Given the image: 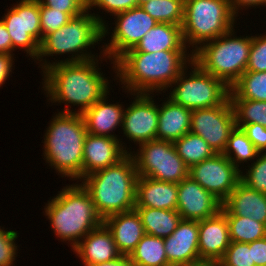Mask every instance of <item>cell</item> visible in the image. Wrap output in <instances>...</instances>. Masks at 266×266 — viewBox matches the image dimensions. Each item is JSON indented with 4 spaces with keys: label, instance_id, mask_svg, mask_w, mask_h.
<instances>
[{
    "label": "cell",
    "instance_id": "1",
    "mask_svg": "<svg viewBox=\"0 0 266 266\" xmlns=\"http://www.w3.org/2000/svg\"><path fill=\"white\" fill-rule=\"evenodd\" d=\"M98 59L79 62H58L43 71L42 83L52 103H64L60 113L83 114L109 91V80L101 73ZM80 106L76 111L70 105Z\"/></svg>",
    "mask_w": 266,
    "mask_h": 266
},
{
    "label": "cell",
    "instance_id": "2",
    "mask_svg": "<svg viewBox=\"0 0 266 266\" xmlns=\"http://www.w3.org/2000/svg\"><path fill=\"white\" fill-rule=\"evenodd\" d=\"M187 51L125 52L115 61V79L130 94L161 93L164 89L165 93L185 69L188 71L193 53Z\"/></svg>",
    "mask_w": 266,
    "mask_h": 266
},
{
    "label": "cell",
    "instance_id": "3",
    "mask_svg": "<svg viewBox=\"0 0 266 266\" xmlns=\"http://www.w3.org/2000/svg\"><path fill=\"white\" fill-rule=\"evenodd\" d=\"M95 14L96 13L92 14L89 8H87L80 15L72 17L70 21L60 29L43 37L39 45V54L36 59L40 61L39 66L43 69L42 71L58 62H79L96 58L104 60L103 58H107L104 54H99V57L97 55L95 57L91 50L90 52L87 51L92 45L94 48L96 43L98 44L101 42L103 37L105 38V36L110 33L108 32L109 28L107 23H105L106 21L102 19L103 17L99 14ZM66 53L72 55L65 60H55V62L53 61L50 63L47 59H43L44 56L53 57L55 54V56H57Z\"/></svg>",
    "mask_w": 266,
    "mask_h": 266
},
{
    "label": "cell",
    "instance_id": "4",
    "mask_svg": "<svg viewBox=\"0 0 266 266\" xmlns=\"http://www.w3.org/2000/svg\"><path fill=\"white\" fill-rule=\"evenodd\" d=\"M44 207L51 229L72 249L88 234L103 224L90 193L80 183L67 185Z\"/></svg>",
    "mask_w": 266,
    "mask_h": 266
},
{
    "label": "cell",
    "instance_id": "5",
    "mask_svg": "<svg viewBox=\"0 0 266 266\" xmlns=\"http://www.w3.org/2000/svg\"><path fill=\"white\" fill-rule=\"evenodd\" d=\"M138 174L128 153L117 164L85 176L81 181L90 193L97 213L104 220L135 208Z\"/></svg>",
    "mask_w": 266,
    "mask_h": 266
},
{
    "label": "cell",
    "instance_id": "6",
    "mask_svg": "<svg viewBox=\"0 0 266 266\" xmlns=\"http://www.w3.org/2000/svg\"><path fill=\"white\" fill-rule=\"evenodd\" d=\"M86 135L82 114L56 113L44 135V160L58 175L81 182Z\"/></svg>",
    "mask_w": 266,
    "mask_h": 266
},
{
    "label": "cell",
    "instance_id": "7",
    "mask_svg": "<svg viewBox=\"0 0 266 266\" xmlns=\"http://www.w3.org/2000/svg\"><path fill=\"white\" fill-rule=\"evenodd\" d=\"M232 28L216 39L203 43L193 52V61L206 73L231 88L246 71L252 35L238 36Z\"/></svg>",
    "mask_w": 266,
    "mask_h": 266
},
{
    "label": "cell",
    "instance_id": "8",
    "mask_svg": "<svg viewBox=\"0 0 266 266\" xmlns=\"http://www.w3.org/2000/svg\"><path fill=\"white\" fill-rule=\"evenodd\" d=\"M238 16L228 0H185L181 27L186 47L194 48L190 53L234 28Z\"/></svg>",
    "mask_w": 266,
    "mask_h": 266
},
{
    "label": "cell",
    "instance_id": "9",
    "mask_svg": "<svg viewBox=\"0 0 266 266\" xmlns=\"http://www.w3.org/2000/svg\"><path fill=\"white\" fill-rule=\"evenodd\" d=\"M190 67L188 75L185 69L170 86L168 97L174 103L195 110L222 105L229 98L230 88L220 79L204 72L194 61Z\"/></svg>",
    "mask_w": 266,
    "mask_h": 266
},
{
    "label": "cell",
    "instance_id": "10",
    "mask_svg": "<svg viewBox=\"0 0 266 266\" xmlns=\"http://www.w3.org/2000/svg\"><path fill=\"white\" fill-rule=\"evenodd\" d=\"M132 156L138 176L178 184L188 177L189 168L177 154L172 142L152 140L138 145Z\"/></svg>",
    "mask_w": 266,
    "mask_h": 266
},
{
    "label": "cell",
    "instance_id": "11",
    "mask_svg": "<svg viewBox=\"0 0 266 266\" xmlns=\"http://www.w3.org/2000/svg\"><path fill=\"white\" fill-rule=\"evenodd\" d=\"M12 41V53L23 49L32 59H37L42 41L40 27V2L20 0L2 17Z\"/></svg>",
    "mask_w": 266,
    "mask_h": 266
},
{
    "label": "cell",
    "instance_id": "12",
    "mask_svg": "<svg viewBox=\"0 0 266 266\" xmlns=\"http://www.w3.org/2000/svg\"><path fill=\"white\" fill-rule=\"evenodd\" d=\"M114 16H116L115 27L110 36V43L104 44L100 52L109 61L111 60L113 72H115V61L128 50L135 48L143 36L158 23L141 6Z\"/></svg>",
    "mask_w": 266,
    "mask_h": 266
},
{
    "label": "cell",
    "instance_id": "13",
    "mask_svg": "<svg viewBox=\"0 0 266 266\" xmlns=\"http://www.w3.org/2000/svg\"><path fill=\"white\" fill-rule=\"evenodd\" d=\"M235 127L234 110L229 98L222 105L192 110L190 132L201 136L216 154H223Z\"/></svg>",
    "mask_w": 266,
    "mask_h": 266
},
{
    "label": "cell",
    "instance_id": "14",
    "mask_svg": "<svg viewBox=\"0 0 266 266\" xmlns=\"http://www.w3.org/2000/svg\"><path fill=\"white\" fill-rule=\"evenodd\" d=\"M241 170L223 154L189 168L188 176L223 203L241 181Z\"/></svg>",
    "mask_w": 266,
    "mask_h": 266
},
{
    "label": "cell",
    "instance_id": "15",
    "mask_svg": "<svg viewBox=\"0 0 266 266\" xmlns=\"http://www.w3.org/2000/svg\"><path fill=\"white\" fill-rule=\"evenodd\" d=\"M153 94L135 93L134 101L124 111L122 130L124 136L135 144L156 140L158 130V104Z\"/></svg>",
    "mask_w": 266,
    "mask_h": 266
},
{
    "label": "cell",
    "instance_id": "16",
    "mask_svg": "<svg viewBox=\"0 0 266 266\" xmlns=\"http://www.w3.org/2000/svg\"><path fill=\"white\" fill-rule=\"evenodd\" d=\"M177 212L183 220H203L215 216L222 203L189 176L177 184Z\"/></svg>",
    "mask_w": 266,
    "mask_h": 266
},
{
    "label": "cell",
    "instance_id": "17",
    "mask_svg": "<svg viewBox=\"0 0 266 266\" xmlns=\"http://www.w3.org/2000/svg\"><path fill=\"white\" fill-rule=\"evenodd\" d=\"M199 221L183 220L164 238V248L171 266H195L204 263L199 256Z\"/></svg>",
    "mask_w": 266,
    "mask_h": 266
},
{
    "label": "cell",
    "instance_id": "18",
    "mask_svg": "<svg viewBox=\"0 0 266 266\" xmlns=\"http://www.w3.org/2000/svg\"><path fill=\"white\" fill-rule=\"evenodd\" d=\"M120 138H110L87 133L83 146L82 179L98 170L117 164L130 148ZM127 149V150H126Z\"/></svg>",
    "mask_w": 266,
    "mask_h": 266
},
{
    "label": "cell",
    "instance_id": "19",
    "mask_svg": "<svg viewBox=\"0 0 266 266\" xmlns=\"http://www.w3.org/2000/svg\"><path fill=\"white\" fill-rule=\"evenodd\" d=\"M230 244L228 221L221 211L213 217L199 220L198 246L203 262L218 263Z\"/></svg>",
    "mask_w": 266,
    "mask_h": 266
},
{
    "label": "cell",
    "instance_id": "20",
    "mask_svg": "<svg viewBox=\"0 0 266 266\" xmlns=\"http://www.w3.org/2000/svg\"><path fill=\"white\" fill-rule=\"evenodd\" d=\"M225 216L251 217L266 225V193L258 192L240 181L222 203Z\"/></svg>",
    "mask_w": 266,
    "mask_h": 266
},
{
    "label": "cell",
    "instance_id": "21",
    "mask_svg": "<svg viewBox=\"0 0 266 266\" xmlns=\"http://www.w3.org/2000/svg\"><path fill=\"white\" fill-rule=\"evenodd\" d=\"M72 251L84 266L109 262L121 256L111 232L104 224L86 234Z\"/></svg>",
    "mask_w": 266,
    "mask_h": 266
},
{
    "label": "cell",
    "instance_id": "22",
    "mask_svg": "<svg viewBox=\"0 0 266 266\" xmlns=\"http://www.w3.org/2000/svg\"><path fill=\"white\" fill-rule=\"evenodd\" d=\"M103 224L111 232L118 251L124 256H130L145 235L141 218L135 209L109 216L103 220Z\"/></svg>",
    "mask_w": 266,
    "mask_h": 266
},
{
    "label": "cell",
    "instance_id": "23",
    "mask_svg": "<svg viewBox=\"0 0 266 266\" xmlns=\"http://www.w3.org/2000/svg\"><path fill=\"white\" fill-rule=\"evenodd\" d=\"M107 95H110L109 92L92 107L88 108L82 116L86 124L87 133L118 138L116 134L114 135L113 131L118 126L122 127L125 109L122 107L123 104H111L107 102V98L109 97Z\"/></svg>",
    "mask_w": 266,
    "mask_h": 266
},
{
    "label": "cell",
    "instance_id": "24",
    "mask_svg": "<svg viewBox=\"0 0 266 266\" xmlns=\"http://www.w3.org/2000/svg\"><path fill=\"white\" fill-rule=\"evenodd\" d=\"M178 187L176 183L138 176L135 207L176 210Z\"/></svg>",
    "mask_w": 266,
    "mask_h": 266
},
{
    "label": "cell",
    "instance_id": "25",
    "mask_svg": "<svg viewBox=\"0 0 266 266\" xmlns=\"http://www.w3.org/2000/svg\"><path fill=\"white\" fill-rule=\"evenodd\" d=\"M162 105H158V130L156 140L174 143L190 132L192 110L174 103L166 98Z\"/></svg>",
    "mask_w": 266,
    "mask_h": 266
},
{
    "label": "cell",
    "instance_id": "26",
    "mask_svg": "<svg viewBox=\"0 0 266 266\" xmlns=\"http://www.w3.org/2000/svg\"><path fill=\"white\" fill-rule=\"evenodd\" d=\"M182 35V27L170 23H157L135 46L127 52H146L168 50H187Z\"/></svg>",
    "mask_w": 266,
    "mask_h": 266
},
{
    "label": "cell",
    "instance_id": "27",
    "mask_svg": "<svg viewBox=\"0 0 266 266\" xmlns=\"http://www.w3.org/2000/svg\"><path fill=\"white\" fill-rule=\"evenodd\" d=\"M141 218L145 234L165 238L170 236L181 221L177 210L148 207L134 208Z\"/></svg>",
    "mask_w": 266,
    "mask_h": 266
},
{
    "label": "cell",
    "instance_id": "28",
    "mask_svg": "<svg viewBox=\"0 0 266 266\" xmlns=\"http://www.w3.org/2000/svg\"><path fill=\"white\" fill-rule=\"evenodd\" d=\"M136 266H171L168 263L164 238L145 234L130 254Z\"/></svg>",
    "mask_w": 266,
    "mask_h": 266
},
{
    "label": "cell",
    "instance_id": "29",
    "mask_svg": "<svg viewBox=\"0 0 266 266\" xmlns=\"http://www.w3.org/2000/svg\"><path fill=\"white\" fill-rule=\"evenodd\" d=\"M229 99L266 101V71H245L230 88Z\"/></svg>",
    "mask_w": 266,
    "mask_h": 266
},
{
    "label": "cell",
    "instance_id": "30",
    "mask_svg": "<svg viewBox=\"0 0 266 266\" xmlns=\"http://www.w3.org/2000/svg\"><path fill=\"white\" fill-rule=\"evenodd\" d=\"M173 144L176 148L177 154L188 168L203 160L209 159L216 154L201 136L195 135L191 132L185 134Z\"/></svg>",
    "mask_w": 266,
    "mask_h": 266
},
{
    "label": "cell",
    "instance_id": "31",
    "mask_svg": "<svg viewBox=\"0 0 266 266\" xmlns=\"http://www.w3.org/2000/svg\"><path fill=\"white\" fill-rule=\"evenodd\" d=\"M259 153L242 129L235 127L228 138L223 155L241 170L239 164L255 160Z\"/></svg>",
    "mask_w": 266,
    "mask_h": 266
},
{
    "label": "cell",
    "instance_id": "32",
    "mask_svg": "<svg viewBox=\"0 0 266 266\" xmlns=\"http://www.w3.org/2000/svg\"><path fill=\"white\" fill-rule=\"evenodd\" d=\"M231 242L250 243L266 236V225L251 217L226 216Z\"/></svg>",
    "mask_w": 266,
    "mask_h": 266
},
{
    "label": "cell",
    "instance_id": "33",
    "mask_svg": "<svg viewBox=\"0 0 266 266\" xmlns=\"http://www.w3.org/2000/svg\"><path fill=\"white\" fill-rule=\"evenodd\" d=\"M141 7L158 23H183L185 0H151Z\"/></svg>",
    "mask_w": 266,
    "mask_h": 266
},
{
    "label": "cell",
    "instance_id": "34",
    "mask_svg": "<svg viewBox=\"0 0 266 266\" xmlns=\"http://www.w3.org/2000/svg\"><path fill=\"white\" fill-rule=\"evenodd\" d=\"M232 104L236 127L244 124H261L266 127V101L230 99Z\"/></svg>",
    "mask_w": 266,
    "mask_h": 266
},
{
    "label": "cell",
    "instance_id": "35",
    "mask_svg": "<svg viewBox=\"0 0 266 266\" xmlns=\"http://www.w3.org/2000/svg\"><path fill=\"white\" fill-rule=\"evenodd\" d=\"M247 167L246 174L241 172V181L258 192L266 193V153H259Z\"/></svg>",
    "mask_w": 266,
    "mask_h": 266
},
{
    "label": "cell",
    "instance_id": "36",
    "mask_svg": "<svg viewBox=\"0 0 266 266\" xmlns=\"http://www.w3.org/2000/svg\"><path fill=\"white\" fill-rule=\"evenodd\" d=\"M218 266H255L252 262V247L249 243L231 242Z\"/></svg>",
    "mask_w": 266,
    "mask_h": 266
},
{
    "label": "cell",
    "instance_id": "37",
    "mask_svg": "<svg viewBox=\"0 0 266 266\" xmlns=\"http://www.w3.org/2000/svg\"><path fill=\"white\" fill-rule=\"evenodd\" d=\"M71 18L72 16L70 14L44 6L40 3V27L42 39L45 35L66 25Z\"/></svg>",
    "mask_w": 266,
    "mask_h": 266
},
{
    "label": "cell",
    "instance_id": "38",
    "mask_svg": "<svg viewBox=\"0 0 266 266\" xmlns=\"http://www.w3.org/2000/svg\"><path fill=\"white\" fill-rule=\"evenodd\" d=\"M260 35L252 36L246 71H266V34Z\"/></svg>",
    "mask_w": 266,
    "mask_h": 266
},
{
    "label": "cell",
    "instance_id": "39",
    "mask_svg": "<svg viewBox=\"0 0 266 266\" xmlns=\"http://www.w3.org/2000/svg\"><path fill=\"white\" fill-rule=\"evenodd\" d=\"M18 237L16 231H5L0 227V266H15L14 261L17 255L15 240Z\"/></svg>",
    "mask_w": 266,
    "mask_h": 266
},
{
    "label": "cell",
    "instance_id": "40",
    "mask_svg": "<svg viewBox=\"0 0 266 266\" xmlns=\"http://www.w3.org/2000/svg\"><path fill=\"white\" fill-rule=\"evenodd\" d=\"M92 7L104 10L112 16L137 7V0H88L89 10Z\"/></svg>",
    "mask_w": 266,
    "mask_h": 266
},
{
    "label": "cell",
    "instance_id": "41",
    "mask_svg": "<svg viewBox=\"0 0 266 266\" xmlns=\"http://www.w3.org/2000/svg\"><path fill=\"white\" fill-rule=\"evenodd\" d=\"M42 5L70 14L80 15L88 8V0H38Z\"/></svg>",
    "mask_w": 266,
    "mask_h": 266
},
{
    "label": "cell",
    "instance_id": "42",
    "mask_svg": "<svg viewBox=\"0 0 266 266\" xmlns=\"http://www.w3.org/2000/svg\"><path fill=\"white\" fill-rule=\"evenodd\" d=\"M241 129L260 153H266V127L253 123L244 124Z\"/></svg>",
    "mask_w": 266,
    "mask_h": 266
},
{
    "label": "cell",
    "instance_id": "43",
    "mask_svg": "<svg viewBox=\"0 0 266 266\" xmlns=\"http://www.w3.org/2000/svg\"><path fill=\"white\" fill-rule=\"evenodd\" d=\"M252 247V262L255 266H266V236L249 243Z\"/></svg>",
    "mask_w": 266,
    "mask_h": 266
},
{
    "label": "cell",
    "instance_id": "44",
    "mask_svg": "<svg viewBox=\"0 0 266 266\" xmlns=\"http://www.w3.org/2000/svg\"><path fill=\"white\" fill-rule=\"evenodd\" d=\"M14 57L11 54L0 53V88L9 78L14 67Z\"/></svg>",
    "mask_w": 266,
    "mask_h": 266
},
{
    "label": "cell",
    "instance_id": "45",
    "mask_svg": "<svg viewBox=\"0 0 266 266\" xmlns=\"http://www.w3.org/2000/svg\"><path fill=\"white\" fill-rule=\"evenodd\" d=\"M0 53L14 55L11 38L2 19H0Z\"/></svg>",
    "mask_w": 266,
    "mask_h": 266
},
{
    "label": "cell",
    "instance_id": "46",
    "mask_svg": "<svg viewBox=\"0 0 266 266\" xmlns=\"http://www.w3.org/2000/svg\"><path fill=\"white\" fill-rule=\"evenodd\" d=\"M231 9L237 15L242 8L260 7V5L266 6V0H228Z\"/></svg>",
    "mask_w": 266,
    "mask_h": 266
},
{
    "label": "cell",
    "instance_id": "47",
    "mask_svg": "<svg viewBox=\"0 0 266 266\" xmlns=\"http://www.w3.org/2000/svg\"><path fill=\"white\" fill-rule=\"evenodd\" d=\"M91 266H136V265L132 262L130 256L121 255L115 260H112L109 262L98 263V264L91 265Z\"/></svg>",
    "mask_w": 266,
    "mask_h": 266
},
{
    "label": "cell",
    "instance_id": "48",
    "mask_svg": "<svg viewBox=\"0 0 266 266\" xmlns=\"http://www.w3.org/2000/svg\"><path fill=\"white\" fill-rule=\"evenodd\" d=\"M195 266H218L217 263H201L199 265H195Z\"/></svg>",
    "mask_w": 266,
    "mask_h": 266
},
{
    "label": "cell",
    "instance_id": "49",
    "mask_svg": "<svg viewBox=\"0 0 266 266\" xmlns=\"http://www.w3.org/2000/svg\"><path fill=\"white\" fill-rule=\"evenodd\" d=\"M151 0H137V6H141L142 4L149 2Z\"/></svg>",
    "mask_w": 266,
    "mask_h": 266
}]
</instances>
